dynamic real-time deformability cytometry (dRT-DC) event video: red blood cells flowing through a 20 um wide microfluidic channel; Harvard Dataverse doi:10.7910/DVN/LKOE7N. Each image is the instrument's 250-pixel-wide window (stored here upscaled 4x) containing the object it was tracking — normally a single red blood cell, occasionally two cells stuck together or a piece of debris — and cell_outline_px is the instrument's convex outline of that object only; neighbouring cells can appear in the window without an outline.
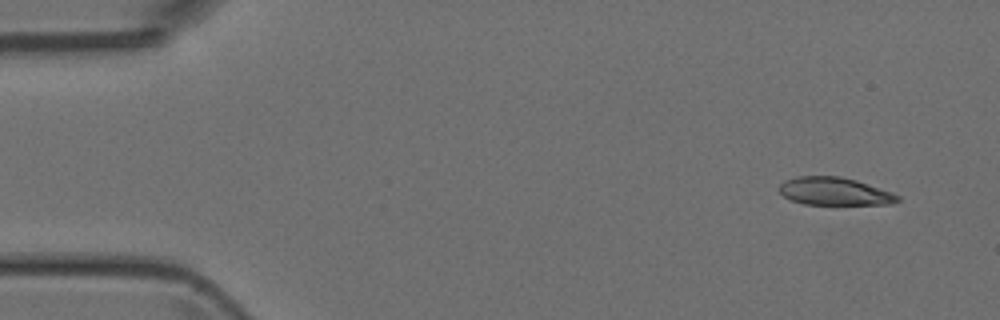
{"species": "Egyptian fruit bat (a non-hibernating species)", "species_latin": "Rousettus aegyptiacus", "temperature_condition": "room temperature", "stored_images_in_passage": 4, "camera_frame_rate_fps": 3000, "um_per_image_px": 0.085, "animal": {"sex": "female"}, "frame": {"image": 1, "passage_image": 1, "time_ms": 0.0, "image_size_px": [1000, 320], "cell_outline_px": [[900, 200], [892, 204], [804, 204], [792, 200], [784, 196], [780, 192], [780, 184], [784, 180], [796, 176], [840, 176], [856, 180], [892, 192], [900, 196]], "centroid_in_image_um": [70.94, 16.26], "position_along_channel_um": 14.1, "area_um2": 19.13}}
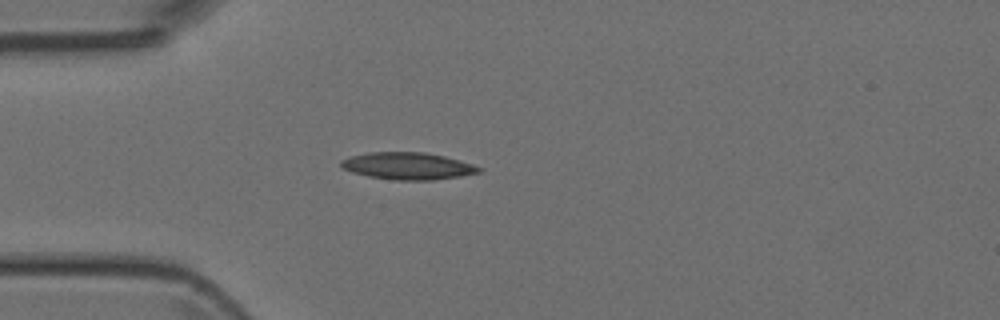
{"frame": {"image": 2, "passage_image": 4, "time_ms": 3.333, "image_size_px": [1000, 320], "cell_outline_px": [[484, 168], [480, 172], [460, 176], [432, 180], [392, 180], [368, 176], [352, 172], [340, 168], [340, 160], [348, 156], [368, 152], [424, 152], [444, 156], [460, 160]], "centroid_in_image_um": [34.62, 14.1], "position_along_channel_um": 50.4, "area_um2": 21.96}}